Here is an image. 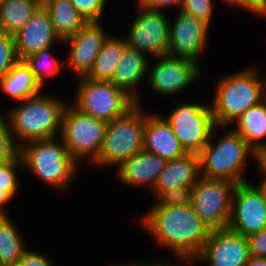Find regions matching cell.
Returning a JSON list of instances; mask_svg holds the SVG:
<instances>
[{
	"instance_id": "obj_9",
	"label": "cell",
	"mask_w": 266,
	"mask_h": 266,
	"mask_svg": "<svg viewBox=\"0 0 266 266\" xmlns=\"http://www.w3.org/2000/svg\"><path fill=\"white\" fill-rule=\"evenodd\" d=\"M76 79L75 98L70 102L96 119L110 122L123 116L136 105L110 81L93 80L85 76Z\"/></svg>"
},
{
	"instance_id": "obj_43",
	"label": "cell",
	"mask_w": 266,
	"mask_h": 266,
	"mask_svg": "<svg viewBox=\"0 0 266 266\" xmlns=\"http://www.w3.org/2000/svg\"><path fill=\"white\" fill-rule=\"evenodd\" d=\"M259 180L260 182L257 181L258 184L256 183L255 185L260 190L264 197V200L266 201V176H260Z\"/></svg>"
},
{
	"instance_id": "obj_15",
	"label": "cell",
	"mask_w": 266,
	"mask_h": 266,
	"mask_svg": "<svg viewBox=\"0 0 266 266\" xmlns=\"http://www.w3.org/2000/svg\"><path fill=\"white\" fill-rule=\"evenodd\" d=\"M250 255L246 237L230 228L211 230L191 266H245Z\"/></svg>"
},
{
	"instance_id": "obj_25",
	"label": "cell",
	"mask_w": 266,
	"mask_h": 266,
	"mask_svg": "<svg viewBox=\"0 0 266 266\" xmlns=\"http://www.w3.org/2000/svg\"><path fill=\"white\" fill-rule=\"evenodd\" d=\"M117 35L113 33V35L108 36L94 61L92 69L85 77L93 80H111L124 48L128 45L122 33Z\"/></svg>"
},
{
	"instance_id": "obj_1",
	"label": "cell",
	"mask_w": 266,
	"mask_h": 266,
	"mask_svg": "<svg viewBox=\"0 0 266 266\" xmlns=\"http://www.w3.org/2000/svg\"><path fill=\"white\" fill-rule=\"evenodd\" d=\"M142 214L137 226L150 235L156 248L169 251L177 261L191 262L211 232L191 205L148 207Z\"/></svg>"
},
{
	"instance_id": "obj_32",
	"label": "cell",
	"mask_w": 266,
	"mask_h": 266,
	"mask_svg": "<svg viewBox=\"0 0 266 266\" xmlns=\"http://www.w3.org/2000/svg\"><path fill=\"white\" fill-rule=\"evenodd\" d=\"M193 187L173 188L162 192L150 205V207H172L190 205Z\"/></svg>"
},
{
	"instance_id": "obj_6",
	"label": "cell",
	"mask_w": 266,
	"mask_h": 266,
	"mask_svg": "<svg viewBox=\"0 0 266 266\" xmlns=\"http://www.w3.org/2000/svg\"><path fill=\"white\" fill-rule=\"evenodd\" d=\"M146 109L136 104L123 116L107 122L101 151L91 167L118 168L143 150Z\"/></svg>"
},
{
	"instance_id": "obj_22",
	"label": "cell",
	"mask_w": 266,
	"mask_h": 266,
	"mask_svg": "<svg viewBox=\"0 0 266 266\" xmlns=\"http://www.w3.org/2000/svg\"><path fill=\"white\" fill-rule=\"evenodd\" d=\"M42 90L24 60H18L0 79V93L6 95L14 103L37 95ZM0 110L3 108L0 107Z\"/></svg>"
},
{
	"instance_id": "obj_41",
	"label": "cell",
	"mask_w": 266,
	"mask_h": 266,
	"mask_svg": "<svg viewBox=\"0 0 266 266\" xmlns=\"http://www.w3.org/2000/svg\"><path fill=\"white\" fill-rule=\"evenodd\" d=\"M13 200L14 199L3 190V187H0V215H10L8 204L13 202Z\"/></svg>"
},
{
	"instance_id": "obj_7",
	"label": "cell",
	"mask_w": 266,
	"mask_h": 266,
	"mask_svg": "<svg viewBox=\"0 0 266 266\" xmlns=\"http://www.w3.org/2000/svg\"><path fill=\"white\" fill-rule=\"evenodd\" d=\"M106 125V121L80 111L70 101L66 105L62 116L60 138L70 155L81 166L85 164L90 166L98 158Z\"/></svg>"
},
{
	"instance_id": "obj_5",
	"label": "cell",
	"mask_w": 266,
	"mask_h": 266,
	"mask_svg": "<svg viewBox=\"0 0 266 266\" xmlns=\"http://www.w3.org/2000/svg\"><path fill=\"white\" fill-rule=\"evenodd\" d=\"M254 158L255 152L237 132L229 126H217L199 154L200 174L208 179H222L235 184L247 182L250 181L245 174L248 161H254Z\"/></svg>"
},
{
	"instance_id": "obj_24",
	"label": "cell",
	"mask_w": 266,
	"mask_h": 266,
	"mask_svg": "<svg viewBox=\"0 0 266 266\" xmlns=\"http://www.w3.org/2000/svg\"><path fill=\"white\" fill-rule=\"evenodd\" d=\"M56 34L63 41L75 35L86 23L70 0H42Z\"/></svg>"
},
{
	"instance_id": "obj_30",
	"label": "cell",
	"mask_w": 266,
	"mask_h": 266,
	"mask_svg": "<svg viewBox=\"0 0 266 266\" xmlns=\"http://www.w3.org/2000/svg\"><path fill=\"white\" fill-rule=\"evenodd\" d=\"M20 154V148L15 143L10 130L7 113L0 110V165L9 163Z\"/></svg>"
},
{
	"instance_id": "obj_16",
	"label": "cell",
	"mask_w": 266,
	"mask_h": 266,
	"mask_svg": "<svg viewBox=\"0 0 266 266\" xmlns=\"http://www.w3.org/2000/svg\"><path fill=\"white\" fill-rule=\"evenodd\" d=\"M170 21L169 55L191 59L200 65L201 58L208 49L210 27L183 11L175 12ZM205 51V52H204Z\"/></svg>"
},
{
	"instance_id": "obj_26",
	"label": "cell",
	"mask_w": 266,
	"mask_h": 266,
	"mask_svg": "<svg viewBox=\"0 0 266 266\" xmlns=\"http://www.w3.org/2000/svg\"><path fill=\"white\" fill-rule=\"evenodd\" d=\"M21 229L10 215H0V264L7 265L21 261L28 249Z\"/></svg>"
},
{
	"instance_id": "obj_21",
	"label": "cell",
	"mask_w": 266,
	"mask_h": 266,
	"mask_svg": "<svg viewBox=\"0 0 266 266\" xmlns=\"http://www.w3.org/2000/svg\"><path fill=\"white\" fill-rule=\"evenodd\" d=\"M200 160L195 153L168 160L151 192L154 200L162 193L179 186L194 187L200 179Z\"/></svg>"
},
{
	"instance_id": "obj_28",
	"label": "cell",
	"mask_w": 266,
	"mask_h": 266,
	"mask_svg": "<svg viewBox=\"0 0 266 266\" xmlns=\"http://www.w3.org/2000/svg\"><path fill=\"white\" fill-rule=\"evenodd\" d=\"M54 49V47L46 48L24 59V62L30 67L34 78L43 90L50 83L49 79L52 78L53 80L62 74L63 71H66L65 59H58L53 53L55 52L53 51Z\"/></svg>"
},
{
	"instance_id": "obj_23",
	"label": "cell",
	"mask_w": 266,
	"mask_h": 266,
	"mask_svg": "<svg viewBox=\"0 0 266 266\" xmlns=\"http://www.w3.org/2000/svg\"><path fill=\"white\" fill-rule=\"evenodd\" d=\"M231 126L254 152L266 146V98L249 108Z\"/></svg>"
},
{
	"instance_id": "obj_3",
	"label": "cell",
	"mask_w": 266,
	"mask_h": 266,
	"mask_svg": "<svg viewBox=\"0 0 266 266\" xmlns=\"http://www.w3.org/2000/svg\"><path fill=\"white\" fill-rule=\"evenodd\" d=\"M45 91L4 109L19 148L31 141L60 136L62 116L70 99Z\"/></svg>"
},
{
	"instance_id": "obj_8",
	"label": "cell",
	"mask_w": 266,
	"mask_h": 266,
	"mask_svg": "<svg viewBox=\"0 0 266 266\" xmlns=\"http://www.w3.org/2000/svg\"><path fill=\"white\" fill-rule=\"evenodd\" d=\"M164 118L186 153L200 154L217 127L209 101H178ZM180 102V103H179Z\"/></svg>"
},
{
	"instance_id": "obj_42",
	"label": "cell",
	"mask_w": 266,
	"mask_h": 266,
	"mask_svg": "<svg viewBox=\"0 0 266 266\" xmlns=\"http://www.w3.org/2000/svg\"><path fill=\"white\" fill-rule=\"evenodd\" d=\"M245 266H266V258L250 256Z\"/></svg>"
},
{
	"instance_id": "obj_18",
	"label": "cell",
	"mask_w": 266,
	"mask_h": 266,
	"mask_svg": "<svg viewBox=\"0 0 266 266\" xmlns=\"http://www.w3.org/2000/svg\"><path fill=\"white\" fill-rule=\"evenodd\" d=\"M149 61L150 58L146 54L127 45L110 80L116 88L140 106H143L140 87H143L141 85L144 80L147 81Z\"/></svg>"
},
{
	"instance_id": "obj_29",
	"label": "cell",
	"mask_w": 266,
	"mask_h": 266,
	"mask_svg": "<svg viewBox=\"0 0 266 266\" xmlns=\"http://www.w3.org/2000/svg\"><path fill=\"white\" fill-rule=\"evenodd\" d=\"M22 169H24V165L20 154L9 163L0 165V187H3V190L13 199H17L19 189H21L19 170Z\"/></svg>"
},
{
	"instance_id": "obj_10",
	"label": "cell",
	"mask_w": 266,
	"mask_h": 266,
	"mask_svg": "<svg viewBox=\"0 0 266 266\" xmlns=\"http://www.w3.org/2000/svg\"><path fill=\"white\" fill-rule=\"evenodd\" d=\"M156 60V61H155ZM203 66L184 57L164 54L150 58L148 65V88L159 97L176 99V96L198 84L205 73Z\"/></svg>"
},
{
	"instance_id": "obj_36",
	"label": "cell",
	"mask_w": 266,
	"mask_h": 266,
	"mask_svg": "<svg viewBox=\"0 0 266 266\" xmlns=\"http://www.w3.org/2000/svg\"><path fill=\"white\" fill-rule=\"evenodd\" d=\"M24 266H56L52 257L48 253L41 252L39 249L28 248L21 258Z\"/></svg>"
},
{
	"instance_id": "obj_40",
	"label": "cell",
	"mask_w": 266,
	"mask_h": 266,
	"mask_svg": "<svg viewBox=\"0 0 266 266\" xmlns=\"http://www.w3.org/2000/svg\"><path fill=\"white\" fill-rule=\"evenodd\" d=\"M254 162L259 170L257 174L259 172L260 176H266V146L259 148L255 152Z\"/></svg>"
},
{
	"instance_id": "obj_14",
	"label": "cell",
	"mask_w": 266,
	"mask_h": 266,
	"mask_svg": "<svg viewBox=\"0 0 266 266\" xmlns=\"http://www.w3.org/2000/svg\"><path fill=\"white\" fill-rule=\"evenodd\" d=\"M266 227V201L255 183L236 184L228 228L248 237Z\"/></svg>"
},
{
	"instance_id": "obj_17",
	"label": "cell",
	"mask_w": 266,
	"mask_h": 266,
	"mask_svg": "<svg viewBox=\"0 0 266 266\" xmlns=\"http://www.w3.org/2000/svg\"><path fill=\"white\" fill-rule=\"evenodd\" d=\"M14 41L19 60H24L35 52L55 47V45L63 46V41L56 34L49 13L43 5L14 35Z\"/></svg>"
},
{
	"instance_id": "obj_39",
	"label": "cell",
	"mask_w": 266,
	"mask_h": 266,
	"mask_svg": "<svg viewBox=\"0 0 266 266\" xmlns=\"http://www.w3.org/2000/svg\"><path fill=\"white\" fill-rule=\"evenodd\" d=\"M153 260V261H152ZM150 260L151 262H143V261H133L132 263L130 262H125V263H115L112 262V264L110 266H191V263L190 262H185V261H173V262H170V261H166L165 259L161 260V257H159V259L157 258L156 260L155 259H152ZM175 262V263H174ZM179 263V264H178Z\"/></svg>"
},
{
	"instance_id": "obj_19",
	"label": "cell",
	"mask_w": 266,
	"mask_h": 266,
	"mask_svg": "<svg viewBox=\"0 0 266 266\" xmlns=\"http://www.w3.org/2000/svg\"><path fill=\"white\" fill-rule=\"evenodd\" d=\"M166 163L167 160L142 150L125 160L114 173L121 184L145 187L151 193Z\"/></svg>"
},
{
	"instance_id": "obj_12",
	"label": "cell",
	"mask_w": 266,
	"mask_h": 266,
	"mask_svg": "<svg viewBox=\"0 0 266 266\" xmlns=\"http://www.w3.org/2000/svg\"><path fill=\"white\" fill-rule=\"evenodd\" d=\"M136 6L135 18L126 27L127 32H122L127 44L152 59L167 54L172 18L165 11L149 10L137 2Z\"/></svg>"
},
{
	"instance_id": "obj_27",
	"label": "cell",
	"mask_w": 266,
	"mask_h": 266,
	"mask_svg": "<svg viewBox=\"0 0 266 266\" xmlns=\"http://www.w3.org/2000/svg\"><path fill=\"white\" fill-rule=\"evenodd\" d=\"M42 5V0H5L0 5V31L15 35Z\"/></svg>"
},
{
	"instance_id": "obj_34",
	"label": "cell",
	"mask_w": 266,
	"mask_h": 266,
	"mask_svg": "<svg viewBox=\"0 0 266 266\" xmlns=\"http://www.w3.org/2000/svg\"><path fill=\"white\" fill-rule=\"evenodd\" d=\"M18 60L14 35L0 31V79Z\"/></svg>"
},
{
	"instance_id": "obj_44",
	"label": "cell",
	"mask_w": 266,
	"mask_h": 266,
	"mask_svg": "<svg viewBox=\"0 0 266 266\" xmlns=\"http://www.w3.org/2000/svg\"><path fill=\"white\" fill-rule=\"evenodd\" d=\"M4 266H24V264L22 263V261H18Z\"/></svg>"
},
{
	"instance_id": "obj_37",
	"label": "cell",
	"mask_w": 266,
	"mask_h": 266,
	"mask_svg": "<svg viewBox=\"0 0 266 266\" xmlns=\"http://www.w3.org/2000/svg\"><path fill=\"white\" fill-rule=\"evenodd\" d=\"M246 239L250 256L266 258V227Z\"/></svg>"
},
{
	"instance_id": "obj_31",
	"label": "cell",
	"mask_w": 266,
	"mask_h": 266,
	"mask_svg": "<svg viewBox=\"0 0 266 266\" xmlns=\"http://www.w3.org/2000/svg\"><path fill=\"white\" fill-rule=\"evenodd\" d=\"M215 3V0H182L179 10L194 16L211 28Z\"/></svg>"
},
{
	"instance_id": "obj_33",
	"label": "cell",
	"mask_w": 266,
	"mask_h": 266,
	"mask_svg": "<svg viewBox=\"0 0 266 266\" xmlns=\"http://www.w3.org/2000/svg\"><path fill=\"white\" fill-rule=\"evenodd\" d=\"M86 22H100L108 9V0H70Z\"/></svg>"
},
{
	"instance_id": "obj_35",
	"label": "cell",
	"mask_w": 266,
	"mask_h": 266,
	"mask_svg": "<svg viewBox=\"0 0 266 266\" xmlns=\"http://www.w3.org/2000/svg\"><path fill=\"white\" fill-rule=\"evenodd\" d=\"M226 7L241 9L262 20L266 19V0H221ZM217 2V0H215Z\"/></svg>"
},
{
	"instance_id": "obj_4",
	"label": "cell",
	"mask_w": 266,
	"mask_h": 266,
	"mask_svg": "<svg viewBox=\"0 0 266 266\" xmlns=\"http://www.w3.org/2000/svg\"><path fill=\"white\" fill-rule=\"evenodd\" d=\"M20 155L23 171L59 192L61 197L72 189L83 168L70 155L60 136L28 142L20 147Z\"/></svg>"
},
{
	"instance_id": "obj_13",
	"label": "cell",
	"mask_w": 266,
	"mask_h": 266,
	"mask_svg": "<svg viewBox=\"0 0 266 266\" xmlns=\"http://www.w3.org/2000/svg\"><path fill=\"white\" fill-rule=\"evenodd\" d=\"M103 22H86L71 37L63 40L64 47L69 48L65 57V67L74 79L86 76L93 67L105 40L110 35Z\"/></svg>"
},
{
	"instance_id": "obj_38",
	"label": "cell",
	"mask_w": 266,
	"mask_h": 266,
	"mask_svg": "<svg viewBox=\"0 0 266 266\" xmlns=\"http://www.w3.org/2000/svg\"><path fill=\"white\" fill-rule=\"evenodd\" d=\"M141 6L153 11H166V9H174L179 11L182 0H135ZM176 8V9H175Z\"/></svg>"
},
{
	"instance_id": "obj_11",
	"label": "cell",
	"mask_w": 266,
	"mask_h": 266,
	"mask_svg": "<svg viewBox=\"0 0 266 266\" xmlns=\"http://www.w3.org/2000/svg\"><path fill=\"white\" fill-rule=\"evenodd\" d=\"M236 184L200 177L192 188L191 207L210 230L228 227Z\"/></svg>"
},
{
	"instance_id": "obj_20",
	"label": "cell",
	"mask_w": 266,
	"mask_h": 266,
	"mask_svg": "<svg viewBox=\"0 0 266 266\" xmlns=\"http://www.w3.org/2000/svg\"><path fill=\"white\" fill-rule=\"evenodd\" d=\"M143 150L167 161L180 158L186 154L170 123L158 111L148 112L146 110Z\"/></svg>"
},
{
	"instance_id": "obj_2",
	"label": "cell",
	"mask_w": 266,
	"mask_h": 266,
	"mask_svg": "<svg viewBox=\"0 0 266 266\" xmlns=\"http://www.w3.org/2000/svg\"><path fill=\"white\" fill-rule=\"evenodd\" d=\"M256 64L242 67L213 84L210 104L215 123L219 127L231 126L249 108L266 98V74L263 76Z\"/></svg>"
}]
</instances>
